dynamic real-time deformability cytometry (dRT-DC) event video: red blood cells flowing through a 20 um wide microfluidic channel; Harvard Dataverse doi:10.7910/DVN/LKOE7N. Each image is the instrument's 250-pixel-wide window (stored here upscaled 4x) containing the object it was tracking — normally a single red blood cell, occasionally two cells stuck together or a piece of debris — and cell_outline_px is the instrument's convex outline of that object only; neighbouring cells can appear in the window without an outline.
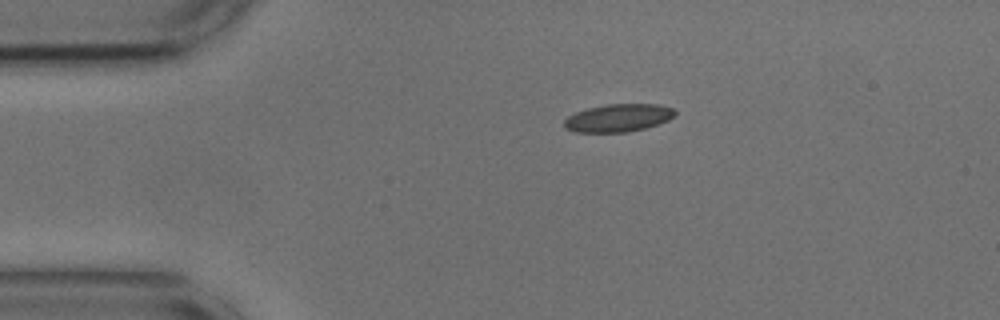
{"species": "common noctule bat (a hibernating species)", "species_latin": "Nyctalus noctula", "temperature_condition": "cold", "stored_images_in_passage": 5, "camera_frame_rate_fps": 3000, "um_per_image_px": 0.085, "animal": {"sex": "male", "body_mass_g": 17.9, "forearm_length_mm": 54.2}, "frame": {"image": 1, "passage_image": 5, "time_ms": 1.333, "image_size_px": [1000, 320], "cell_outline_px": [[676, 116], [668, 120], [644, 128], [628, 132], [576, 132], [564, 128], [564, 120], [568, 116], [576, 112], [588, 108], [608, 104], [656, 104], [672, 108], [676, 112]], "centroid_in_image_um": [52.54, 10.02], "position_along_channel_um": 32.5, "area_um2": 17.86}}